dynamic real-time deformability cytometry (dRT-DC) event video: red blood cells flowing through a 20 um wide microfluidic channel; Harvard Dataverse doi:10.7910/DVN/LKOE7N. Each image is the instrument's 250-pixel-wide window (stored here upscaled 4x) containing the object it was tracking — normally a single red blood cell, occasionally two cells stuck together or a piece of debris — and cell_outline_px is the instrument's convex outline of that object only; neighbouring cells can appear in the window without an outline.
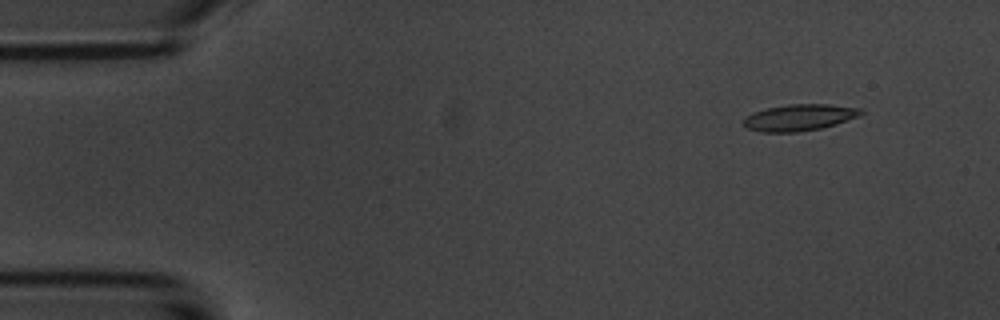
{"species": "common noctule bat (a hibernating species)", "species_latin": "Nyctalus noctula", "temperature_condition": "room temperature", "stored_images_in_passage": 4, "camera_frame_rate_fps": 3000, "um_per_image_px": 0.085, "animal": {"sex": "male", "body_mass_g": 20.1, "forearm_length_mm": 53.5}, "frame": {"image": 1, "passage_image": 2, "time_ms": 0.667, "image_size_px": [1000, 320], "cell_outline_px": [[864, 112], [860, 116], [836, 124], [820, 128], [796, 132], [760, 132], [748, 128], [744, 124], [744, 120], [752, 112], [768, 108], [788, 104], [828, 104], [860, 108]], "centroid_in_image_um": [67.97, 9.98], "position_along_channel_um": 17.0, "area_um2": 17.98}}
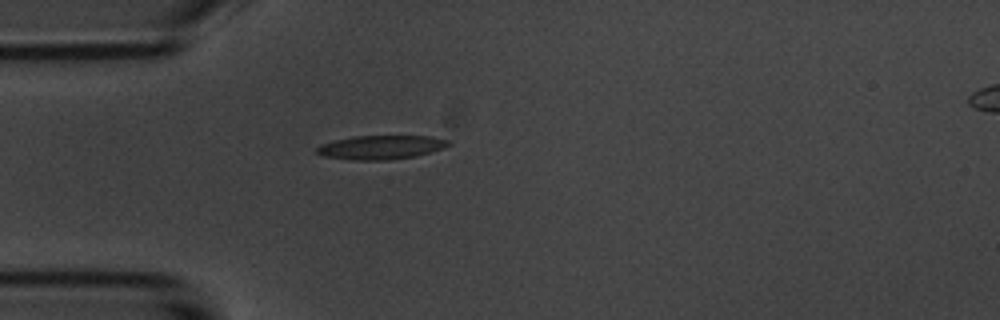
{"frame": {"image": 2, "passage_image": 4, "time_ms": 4.0, "image_size_px": [1000, 320], "cell_outline_px": [[452, 144], [444, 148], [416, 156], [388, 160], [352, 160], [324, 156], [316, 152], [316, 148], [320, 144], [352, 136], [432, 136], [448, 140]], "centroid_in_image_um": [32.39, 12.52], "position_along_channel_um": 52.6, "area_um2": 18.38}}